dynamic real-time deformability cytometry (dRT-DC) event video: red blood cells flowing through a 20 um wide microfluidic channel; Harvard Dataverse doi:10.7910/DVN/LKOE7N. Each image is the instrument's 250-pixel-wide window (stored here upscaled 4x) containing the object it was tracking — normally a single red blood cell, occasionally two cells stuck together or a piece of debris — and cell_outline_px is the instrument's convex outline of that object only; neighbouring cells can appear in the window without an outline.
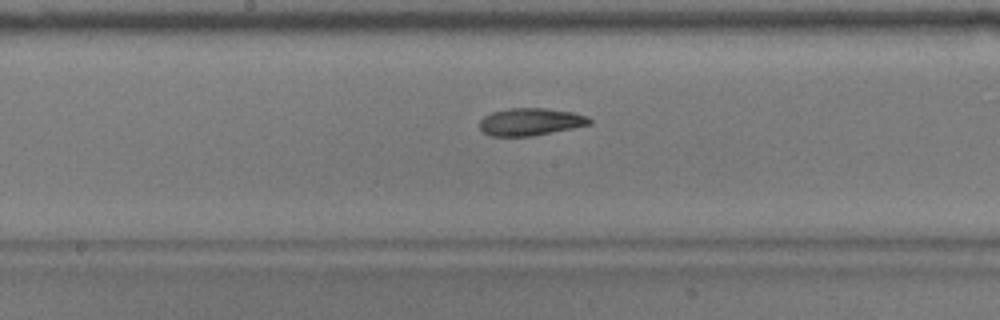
{"species": "common noctule bat (a hibernating species)", "species_latin": "Nyctalus noctula", "temperature_condition": "warm", "stored_images_in_passage": 45, "camera_frame_rate_fps": 3000, "um_per_image_px": 0.085, "animal": {"sex": "male", "body_mass_g": 17.9}, "frame": {"image": 1, "passage_image": 19, "time_ms": 6.0, "image_size_px": [1000, 320], "cell_outline_px": [[592, 124], [532, 136], [488, 136], [480, 128], [480, 120], [484, 116], [492, 112], [508, 108], [544, 108], [572, 112], [588, 116], [592, 120]], "centroid_in_image_um": [45.09, 10.35], "position_along_channel_um": 203.1, "area_um2": 17.57}}
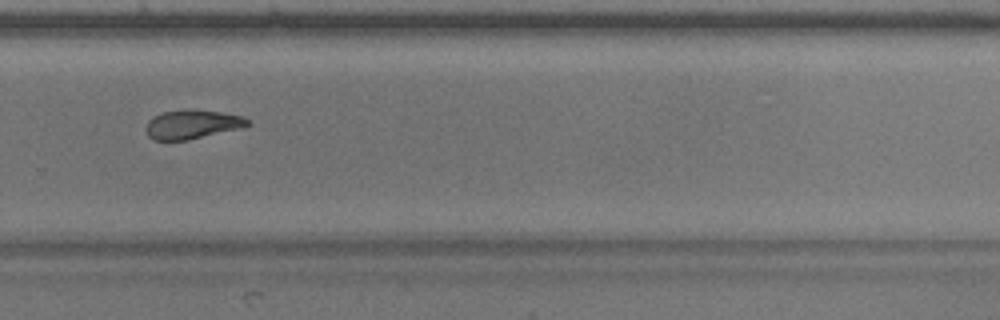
{"frame": {"image": 2, "passage_image": 28, "time_ms": 9.0, "image_size_px": [1000, 320], "cell_outline_px": [[248, 124], [236, 128], [188, 140], [152, 140], [148, 136], [144, 128], [148, 120], [152, 116], [164, 112], [220, 112], [240, 116], [248, 120]], "centroid_in_image_um": [16.2, 10.62], "position_along_channel_um": 313.6, "area_um2": 16.13}}
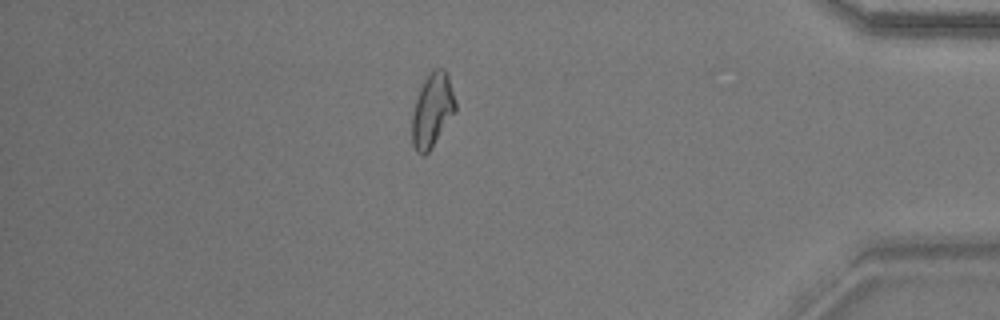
{"frame": {"image": 3, "passage_image": 38, "time_ms": 12.333, "image_size_px": [1000, 320], "cell_outline_px": [[456, 112], [428, 152], [424, 156], [420, 156], [416, 152], [412, 144], [412, 116], [416, 100], [420, 88], [424, 80], [432, 68], [444, 68], [448, 72], [456, 100]], "centroid_in_image_um": [36.76, 9.35], "position_along_channel_um": 398.4, "area_um2": 18.96}, "authors_computed_cell_mechanics": {"area_um2": 18.1492, "velocity_mm_per_s": 3.6926, "shape_relaxation_time_tau1_ms": 5.839, "shape_relaxation_time_tau2_ms": 3.1961, "deformation_change_tau1": 0.164, "deformation_change_tau2": 0.1007}}